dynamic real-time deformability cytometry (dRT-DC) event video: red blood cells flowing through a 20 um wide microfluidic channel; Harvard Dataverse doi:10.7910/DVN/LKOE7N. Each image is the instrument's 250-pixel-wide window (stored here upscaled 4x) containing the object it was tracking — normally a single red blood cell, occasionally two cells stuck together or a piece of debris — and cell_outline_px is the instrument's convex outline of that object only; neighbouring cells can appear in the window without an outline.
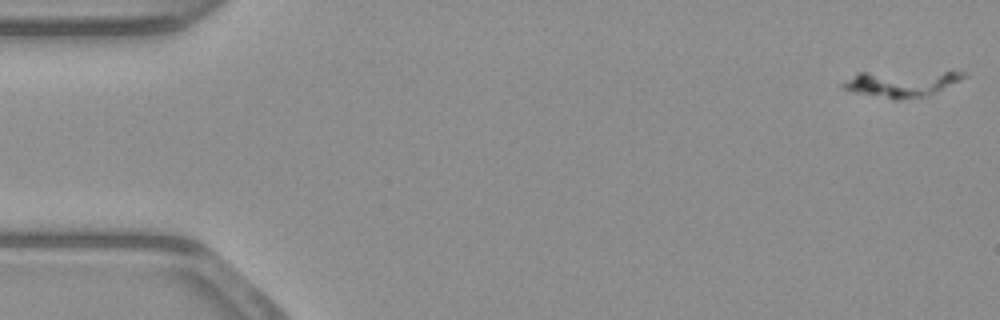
{"species": "common noctule bat (a hibernating species)", "species_latin": "Nyctalus noctula", "temperature_condition": "warm", "stored_images_in_passage": 55, "camera_frame_rate_fps": 3000, "um_per_image_px": 0.085, "animal": {"sex": "male", "body_mass_g": 23.1, "forearm_length_mm": 52.7}, "frame": {"image": 1, "passage_image": 1, "time_ms": 0.0, "image_size_px": [1000, 320], "cell_outline_px": [[968, 76], [960, 80], [924, 96], [900, 100], [892, 100], [852, 92], [840, 88], [840, 84], [860, 72], [964, 72]], "centroid_in_image_um": [76.51, 7.11], "position_along_channel_um": 8.5, "area_um2": 18.21}}
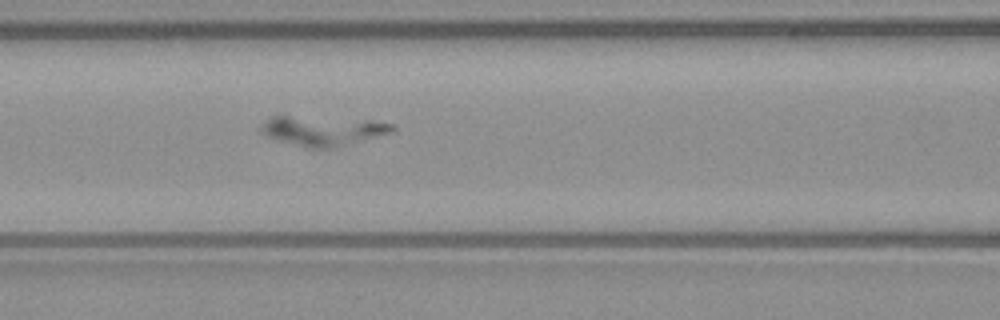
{"frame": {"image": 2, "passage_image": 23, "time_ms": 7.333, "image_size_px": [1000, 320], "cell_outline_px": [[396, 128], [392, 132], [332, 148], [308, 148], [280, 140], [268, 136], [260, 128], [272, 116], [280, 112], [372, 120], [392, 124]], "centroid_in_image_um": [27.41, 11.03], "position_along_channel_um": 139.2, "area_um2": 23.29}}
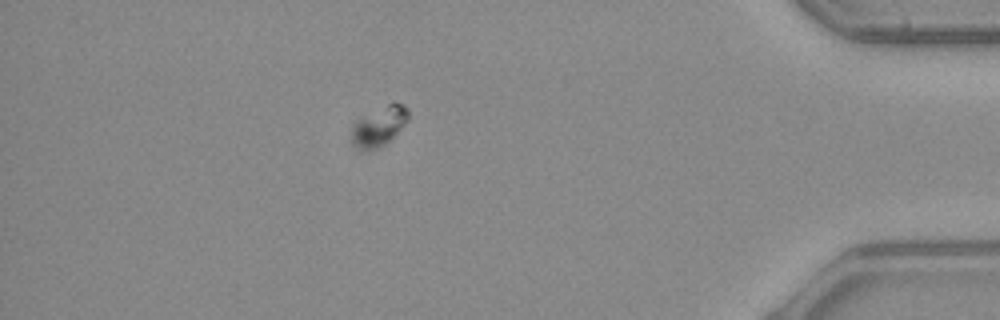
{"frame": {"image": 3, "passage_image": 48, "time_ms": 15.667, "image_size_px": [1000, 320], "cell_outline_px": [[408, 120], [384, 144], [368, 152], [360, 152], [352, 144], [352, 128], [356, 120], [388, 104], [404, 104], [408, 108]], "centroid_in_image_um": [32.17, 10.78], "position_along_channel_um": 403.0, "area_um2": 12.77}}